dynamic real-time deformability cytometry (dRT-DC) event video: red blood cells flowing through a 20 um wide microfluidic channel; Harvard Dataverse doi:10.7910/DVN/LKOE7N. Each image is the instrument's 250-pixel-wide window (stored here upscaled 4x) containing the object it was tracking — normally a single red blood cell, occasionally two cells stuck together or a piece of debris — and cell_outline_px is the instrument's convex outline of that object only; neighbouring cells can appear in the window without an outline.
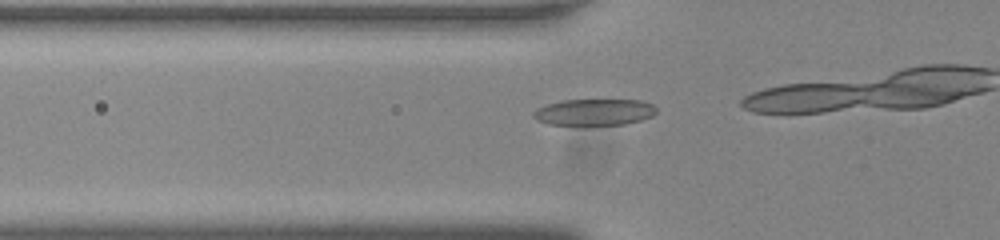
{"species": "common noctule bat (a hibernating species)", "species_latin": "Nyctalus noctula", "temperature_condition": "room temperature", "stored_images_in_passage": 14, "camera_frame_rate_fps": 3000, "um_per_image_px": 0.085, "animal": {"sex": "male", "body_mass_g": 20.0, "forearm_length_mm": 53.3}, "frame": {"image": 1, "passage_image": 10, "time_ms": 3.0, "image_size_px": [1000, 240], "cell_outline_px": [[656, 112], [652, 116], [640, 120], [624, 124], [584, 128], [548, 124], [536, 120], [532, 116], [532, 112], [536, 108], [560, 100], [640, 100], [652, 104], [656, 108]], "centroid_in_image_um": [50.44, 9.58], "position_along_channel_um": 75.4, "area_um2": 19.88}}
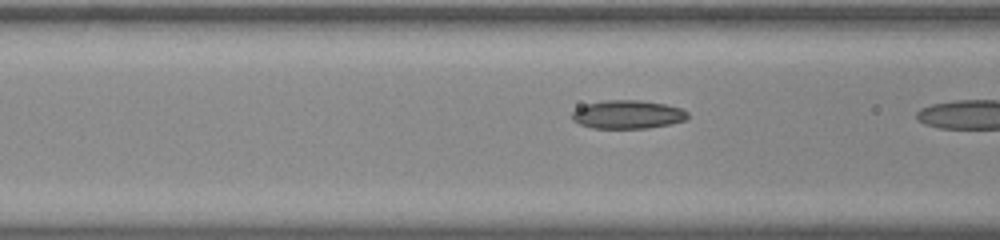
{"frame": {"image": 2, "passage_image": 13, "time_ms": 4.0, "image_size_px": [1000, 240], "cell_outline_px": [[688, 116], [684, 120], [672, 124], [648, 128], [592, 128], [580, 124], [572, 120], [572, 112], [576, 108], [588, 104], [604, 100], [640, 100], [664, 104], [680, 108], [688, 112]], "centroid_in_image_um": [53.34, 9.73], "position_along_channel_um": 113.3, "area_um2": 19.13}}